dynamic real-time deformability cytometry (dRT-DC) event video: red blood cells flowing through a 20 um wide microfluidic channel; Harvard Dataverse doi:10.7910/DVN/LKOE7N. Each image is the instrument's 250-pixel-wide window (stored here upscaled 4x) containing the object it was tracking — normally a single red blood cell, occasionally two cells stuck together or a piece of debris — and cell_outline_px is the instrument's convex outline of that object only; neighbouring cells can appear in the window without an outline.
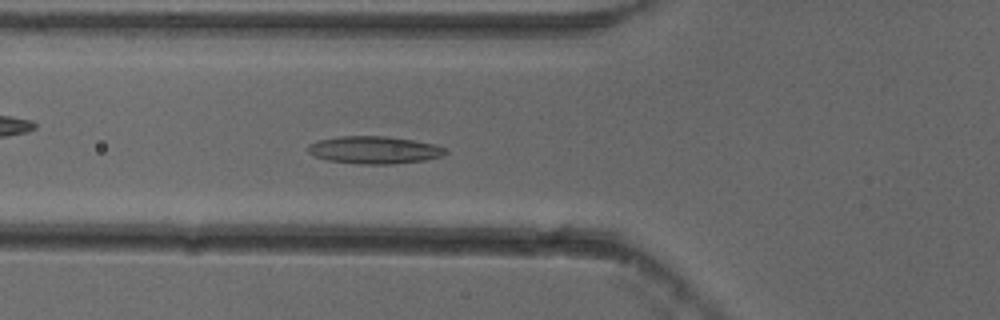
{"species": "common noctule bat (a hibernating species)", "species_latin": "Nyctalus noctula", "temperature_condition": "cold", "stored_images_in_passage": 8, "camera_frame_rate_fps": 3000, "um_per_image_px": 0.085, "animal": {"sex": "female"}, "frame": {"image": 1, "passage_image": 8, "time_ms": 2.333, "image_size_px": [1000, 320], "cell_outline_px": [[448, 152], [440, 156], [424, 160], [392, 164], [360, 164], [328, 160], [316, 156], [308, 152], [308, 144], [316, 140], [340, 136], [384, 136], [412, 140], [436, 144], [448, 148]], "centroid_in_image_um": [31.82, 12.74], "position_along_channel_um": 94.0, "area_um2": 22.02}}